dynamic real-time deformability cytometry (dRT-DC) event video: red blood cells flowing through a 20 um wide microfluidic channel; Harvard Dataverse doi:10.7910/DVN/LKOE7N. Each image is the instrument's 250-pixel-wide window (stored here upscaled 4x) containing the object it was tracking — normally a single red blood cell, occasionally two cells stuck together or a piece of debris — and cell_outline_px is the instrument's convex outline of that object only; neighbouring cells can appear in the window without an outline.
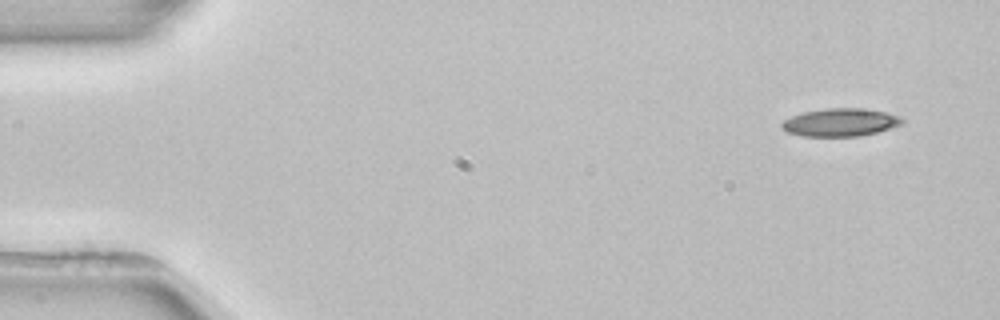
{"species": "common noctule bat (a hibernating species)", "species_latin": "Nyctalus noctula", "temperature_condition": "room temperature", "stored_images_in_passage": 4, "segment_of_instrument_passage": [1, 2], "camera_frame_rate_fps": 3000, "um_per_image_px": 0.085, "animal": {"sex": "female", "body_mass_g": 22.7, "forearm_length_mm": 54.2}, "frame": {"image": 1, "passage_image": 1, "time_ms": 0.0, "image_size_px": [1000, 320], "cell_outline_px": [[904, 124], [876, 132], [860, 136], [800, 136], [788, 132], [780, 128], [780, 124], [784, 120], [792, 116], [804, 112], [824, 108], [860, 108], [888, 112], [900, 116], [904, 120]], "centroid_in_image_um": [71.44, 10.4], "position_along_channel_um": 13.6, "area_um2": 19.71}}
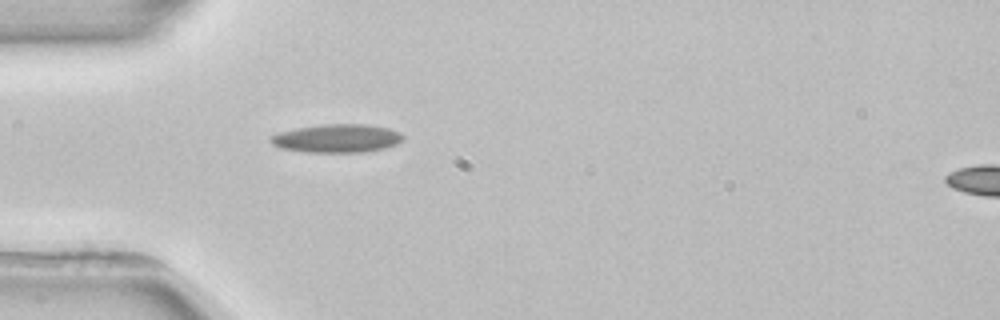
{"frame": {"image": 2, "passage_image": 3, "time_ms": 4.0, "image_size_px": [1000, 320], "cell_outline_px": [[404, 136], [396, 144], [384, 148], [364, 152], [308, 152], [280, 148], [272, 144], [268, 140], [272, 136], [280, 132], [296, 128], [324, 124], [368, 124], [388, 128], [400, 132]], "centroid_in_image_um": [28.63, 11.75], "position_along_channel_um": 56.4, "area_um2": 21.79}}